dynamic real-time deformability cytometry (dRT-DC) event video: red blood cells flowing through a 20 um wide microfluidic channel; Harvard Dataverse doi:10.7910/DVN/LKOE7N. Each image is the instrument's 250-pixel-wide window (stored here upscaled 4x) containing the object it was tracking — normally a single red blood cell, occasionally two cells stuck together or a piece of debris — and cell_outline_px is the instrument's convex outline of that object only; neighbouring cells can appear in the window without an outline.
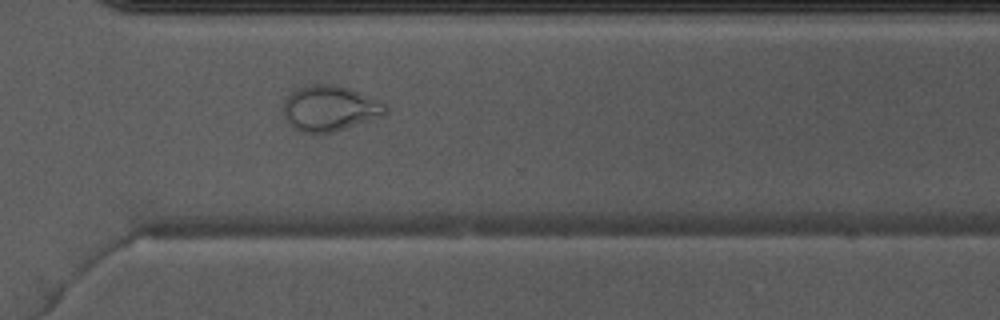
{"species": "Egyptian fruit bat (a non-hibernating species)", "species_latin": "Rousettus aegyptiacus", "temperature_condition": "warm", "stored_images_in_passage": 50, "camera_frame_rate_fps": 3000, "um_per_image_px": 0.085, "animal": {"sex": "male"}, "frame": {"image": 1, "passage_image": 36, "time_ms": 11.667, "image_size_px": [1000, 320], "cell_outline_px": [[388, 112], [384, 116], [332, 132], [300, 132], [292, 128], [284, 120], [284, 100], [296, 88], [308, 84], [336, 84], [348, 88], [384, 104], [388, 108]], "centroid_in_image_um": [27.98, 9.21], "position_along_channel_um": 342.6, "area_um2": 26.99}}
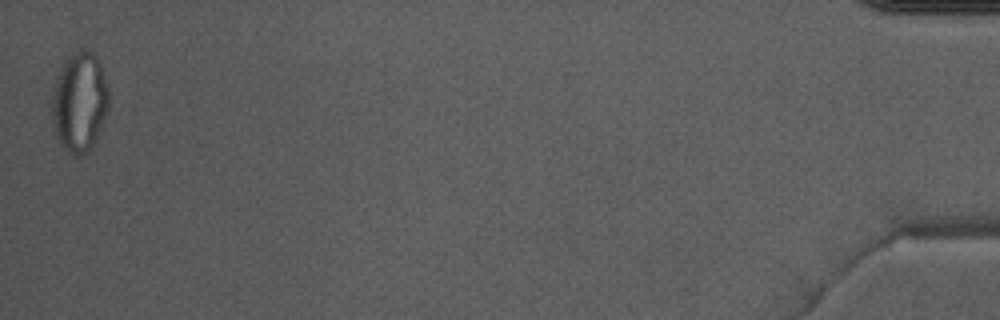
{"frame": {"image": 2, "passage_image": 50, "time_ms": 16.333, "image_size_px": [1000, 320], "cell_outline_px": [[108, 108], [96, 140], [92, 148], [88, 152], [80, 156], [76, 156], [68, 152], [64, 148], [56, 136], [52, 124], [52, 84], [60, 64], [68, 56], [84, 48], [88, 48], [96, 56], [100, 64], [108, 88]], "centroid_in_image_um": [6.73, 8.65], "position_along_channel_um": 428.5, "area_um2": 33.58}, "authors_computed_cell_mechanics": {"area_um2": 29.9115, "velocity_mm_per_s": 4.0598, "shape_relaxation_time_tau1_ms": null, "shape_relaxation_time_tau2_ms": 1.2255, "deformation_change_tau1": null, "deformation_change_tau2": 0.0697}}